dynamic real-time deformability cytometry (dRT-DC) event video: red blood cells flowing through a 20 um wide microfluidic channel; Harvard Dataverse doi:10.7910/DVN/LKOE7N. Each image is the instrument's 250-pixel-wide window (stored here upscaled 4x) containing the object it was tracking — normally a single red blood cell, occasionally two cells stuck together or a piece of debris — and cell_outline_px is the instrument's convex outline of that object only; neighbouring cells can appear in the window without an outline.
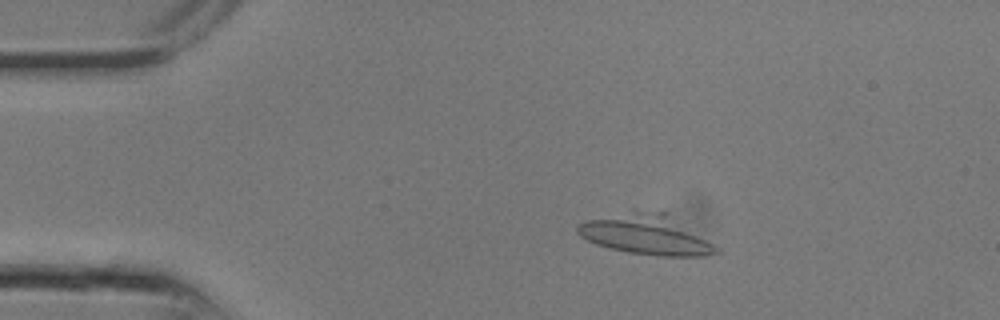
{"species": "common noctule bat (a hibernating species)", "species_latin": "Nyctalus noctula", "temperature_condition": "room temperature", "stored_images_in_passage": 9, "camera_frame_rate_fps": 3000, "um_per_image_px": 0.085, "animal": {"sex": "male", "body_mass_g": 13.3}, "frame": {"image": 1, "passage_image": 6, "time_ms": 1.667, "image_size_px": [1000, 320], "cell_outline_px": [[720, 252], [704, 256], [656, 256], [628, 252], [596, 244], [580, 236], [576, 232], [576, 224], [588, 220], [632, 208], [636, 208], [664, 212], [720, 248]], "centroid_in_image_um": [54.88, 19.91], "position_along_channel_um": 30.1, "area_um2": 32.54}}